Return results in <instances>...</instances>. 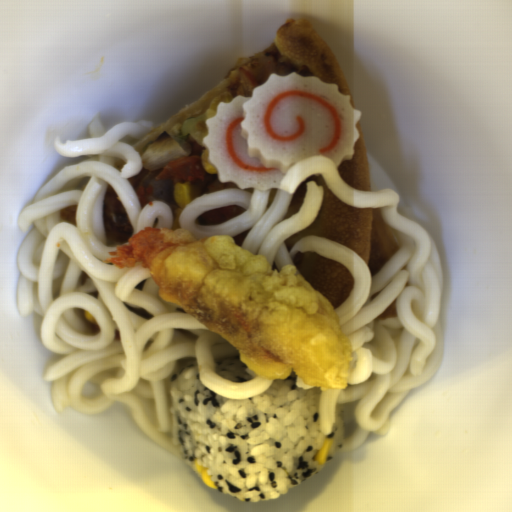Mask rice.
Segmentation results:
<instances>
[{
    "mask_svg": "<svg viewBox=\"0 0 512 512\" xmlns=\"http://www.w3.org/2000/svg\"><path fill=\"white\" fill-rule=\"evenodd\" d=\"M298 377L274 378L265 392L232 400L203 385L196 363L180 371L168 409L182 457L198 460L215 489L241 502L274 500L322 470L341 449L345 418L337 410L325 434L322 389H301ZM328 439L334 440L328 463H315Z\"/></svg>",
    "mask_w": 512,
    "mask_h": 512,
    "instance_id": "1",
    "label": "rice"
},
{
    "mask_svg": "<svg viewBox=\"0 0 512 512\" xmlns=\"http://www.w3.org/2000/svg\"><path fill=\"white\" fill-rule=\"evenodd\" d=\"M215 374L232 382H244L257 376L238 355H221L215 358Z\"/></svg>",
    "mask_w": 512,
    "mask_h": 512,
    "instance_id": "2",
    "label": "rice"
}]
</instances>
